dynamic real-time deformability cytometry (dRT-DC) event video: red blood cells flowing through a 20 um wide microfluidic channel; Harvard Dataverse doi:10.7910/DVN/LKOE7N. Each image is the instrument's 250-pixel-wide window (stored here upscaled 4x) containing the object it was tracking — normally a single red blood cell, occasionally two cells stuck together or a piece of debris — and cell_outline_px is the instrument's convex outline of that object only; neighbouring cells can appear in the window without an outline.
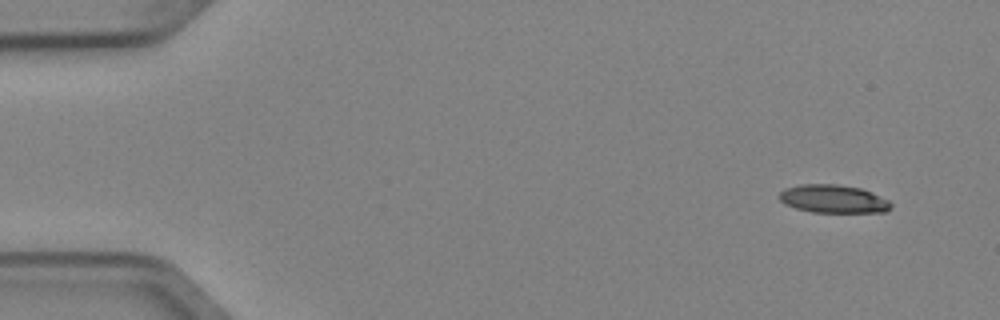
{"species": "Egyptian fruit bat (a non-hibernating species)", "species_latin": "Rousettus aegyptiacus", "temperature_condition": "cold", "stored_images_in_passage": 5, "camera_frame_rate_fps": 3000, "um_per_image_px": 0.085, "animal": {"sex": "female"}, "frame": {"image": 1, "passage_image": 5, "time_ms": 1.333, "image_size_px": [1000, 320], "cell_outline_px": [[892, 204], [884, 212], [812, 212], [796, 208], [784, 204], [776, 196], [784, 188], [800, 184], [836, 184], [860, 188], [888, 200]], "centroid_in_image_um": [70.75, 16.9], "position_along_channel_um": 14.3, "area_um2": 18.21}}